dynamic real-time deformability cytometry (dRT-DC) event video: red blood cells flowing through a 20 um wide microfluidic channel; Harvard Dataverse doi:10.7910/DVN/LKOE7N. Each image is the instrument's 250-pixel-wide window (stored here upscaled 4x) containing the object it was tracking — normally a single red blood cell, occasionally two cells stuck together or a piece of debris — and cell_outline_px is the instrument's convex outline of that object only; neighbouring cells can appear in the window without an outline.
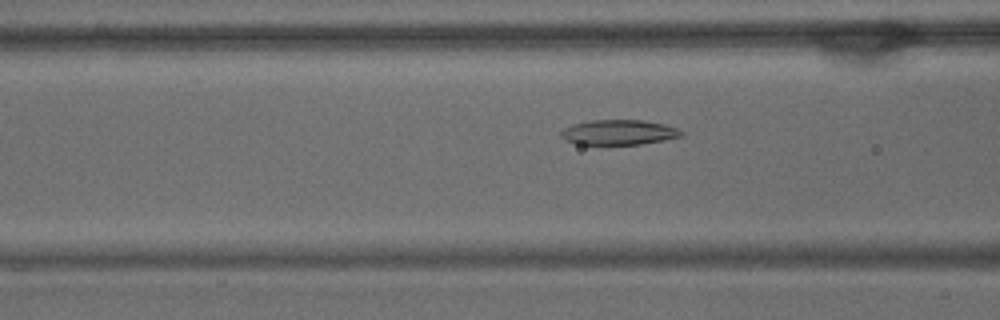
{"species": "common noctule bat (a hibernating species)", "species_latin": "Nyctalus noctula", "temperature_condition": "warm", "stored_images_in_passage": 40, "camera_frame_rate_fps": 3000, "um_per_image_px": 0.085, "animal": {"sex": "male", "body_mass_g": 15.6}, "frame": {"image": 1, "passage_image": 5, "time_ms": 1.333, "image_size_px": [1000, 320], "cell_outline_px": [[684, 136], [664, 140], [640, 144], [576, 144], [564, 140], [560, 136], [560, 132], [564, 128], [572, 124], [592, 120], [644, 120], [664, 124], [676, 128], [684, 132]], "centroid_in_image_um": [52.59, 11.24], "position_along_channel_um": 114.0, "area_um2": 17.63}}
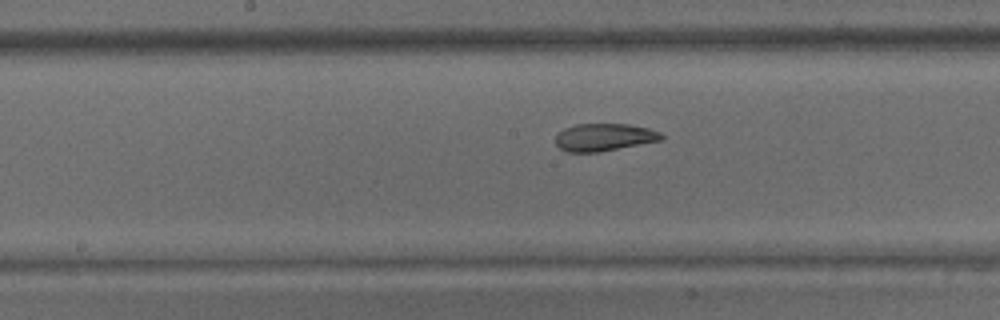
{"frame": {"image": 2, "passage_image": 12, "time_ms": 3.667, "image_size_px": [1000, 320], "cell_outline_px": [[664, 140], [600, 152], [568, 152], [560, 148], [556, 144], [556, 132], [564, 128], [576, 124], [628, 124], [648, 128], [660, 132], [664, 136]], "centroid_in_image_um": [51.36, 11.66], "position_along_channel_um": 196.8, "area_um2": 17.17}}
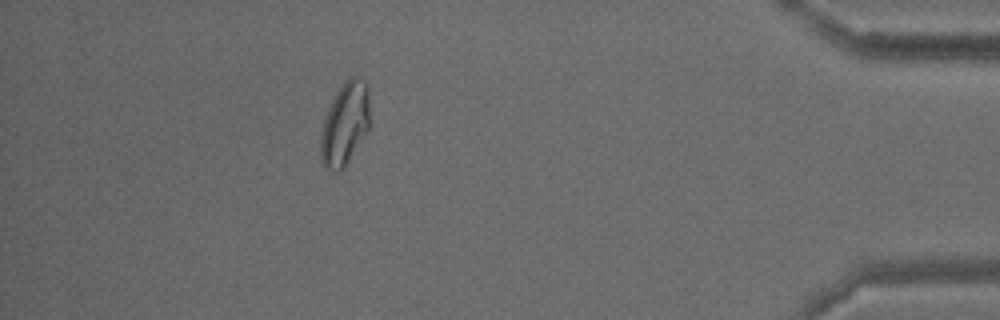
{"frame": {"image": 3, "passage_image": 34, "time_ms": 11.0, "image_size_px": [1000, 320], "cell_outline_px": [[368, 128], [348, 160], [340, 172], [336, 172], [324, 168], [320, 160], [320, 140], [324, 120], [328, 108], [336, 92], [344, 80], [348, 76], [360, 76], [368, 84]], "centroid_in_image_um": [29.29, 10.49], "position_along_channel_um": 405.9, "area_um2": 23.58}, "authors_computed_cell_mechanics": {"area_um2": 18.3515, "velocity_mm_per_s": 3.5403, "shape_relaxation_time_tau1_ms": null, "shape_relaxation_time_tau2_ms": 2.3415, "deformation_change_tau1": null, "deformation_change_tau2": 0.0796}}